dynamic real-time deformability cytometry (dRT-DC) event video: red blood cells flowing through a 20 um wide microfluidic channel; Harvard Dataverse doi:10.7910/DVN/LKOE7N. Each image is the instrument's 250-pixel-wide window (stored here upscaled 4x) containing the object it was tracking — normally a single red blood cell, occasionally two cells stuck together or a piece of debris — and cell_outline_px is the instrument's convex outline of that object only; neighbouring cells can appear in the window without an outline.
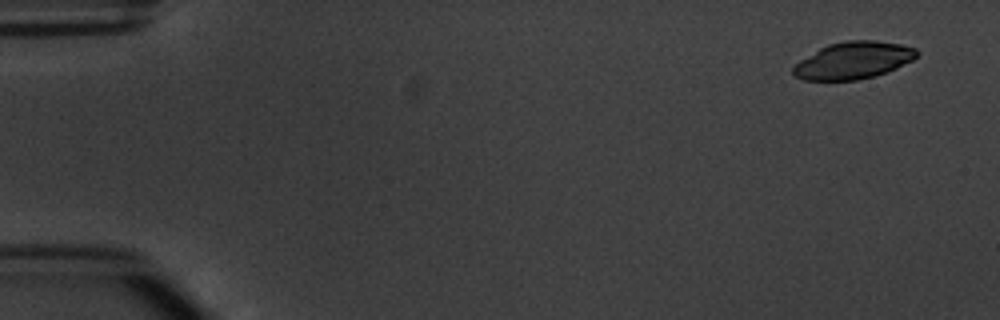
{"species": "common noctule bat (a hibernating species)", "species_latin": "Nyctalus noctula", "temperature_condition": "warm", "stored_images_in_passage": 5, "camera_frame_rate_fps": 3000, "um_per_image_px": 0.085, "animal": {"sex": "male", "body_mass_g": 20.1, "forearm_length_mm": 53.5}, "frame": {"image": 1, "passage_image": 1, "time_ms": 0.0, "image_size_px": [1000, 320], "cell_outline_px": [[920, 52], [912, 60], [888, 72], [856, 80], [804, 80], [796, 76], [792, 72], [792, 68], [800, 60], [820, 48], [828, 44], [848, 40], [876, 40], [900, 44], [916, 48]], "centroid_in_image_um": [72.55, 5.12], "position_along_channel_um": 12.5, "area_um2": 26.59}}
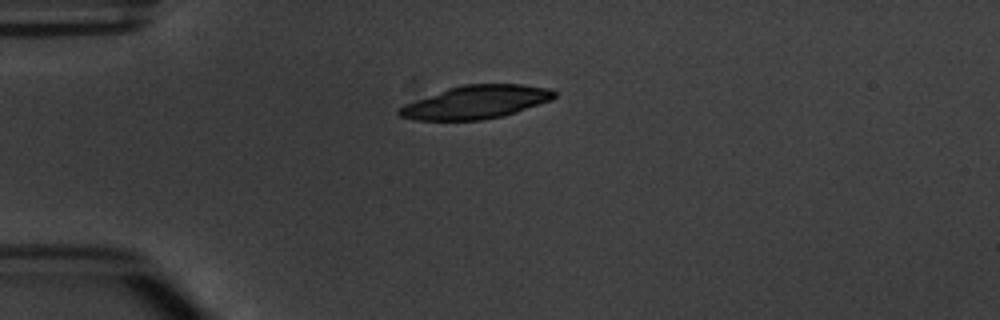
{"frame": {"image": 2, "passage_image": 4, "time_ms": 3.667, "image_size_px": [1000, 320], "cell_outline_px": [[556, 96], [552, 100], [504, 116], [480, 120], [416, 120], [400, 116], [396, 112], [396, 108], [404, 104], [448, 88], [464, 84], [520, 84], [548, 88], [556, 92]], "centroid_in_image_um": [40.44, 8.68], "position_along_channel_um": 44.6, "area_um2": 30.0}}